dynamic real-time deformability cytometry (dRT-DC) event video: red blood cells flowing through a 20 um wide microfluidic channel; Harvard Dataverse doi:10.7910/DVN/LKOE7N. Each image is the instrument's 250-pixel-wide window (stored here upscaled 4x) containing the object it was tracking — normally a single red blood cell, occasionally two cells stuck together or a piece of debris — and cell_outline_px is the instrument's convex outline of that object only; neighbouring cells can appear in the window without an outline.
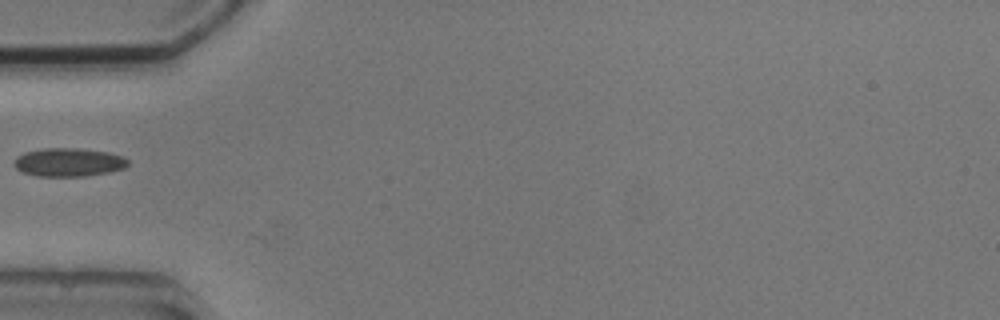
{"species": "common noctule bat (a hibernating species)", "species_latin": "Nyctalus noctula", "temperature_condition": "cold", "stored_images_in_passage": 2, "camera_frame_rate_fps": 3000, "um_per_image_px": 0.085, "animal": {"sex": "male", "body_mass_g": 20.5, "forearm_length_mm": 52.5}, "frame": {"image": 1, "passage_image": 2, "time_ms": 1.0, "image_size_px": [1000, 320], "cell_outline_px": [[128, 164], [124, 168], [108, 172], [88, 176], [36, 176], [20, 172], [12, 164], [16, 156], [24, 152], [44, 148], [76, 148], [108, 152], [124, 156], [128, 160]], "centroid_in_image_um": [5.79, 13.79], "position_along_channel_um": 79.2, "area_um2": 19.07}}